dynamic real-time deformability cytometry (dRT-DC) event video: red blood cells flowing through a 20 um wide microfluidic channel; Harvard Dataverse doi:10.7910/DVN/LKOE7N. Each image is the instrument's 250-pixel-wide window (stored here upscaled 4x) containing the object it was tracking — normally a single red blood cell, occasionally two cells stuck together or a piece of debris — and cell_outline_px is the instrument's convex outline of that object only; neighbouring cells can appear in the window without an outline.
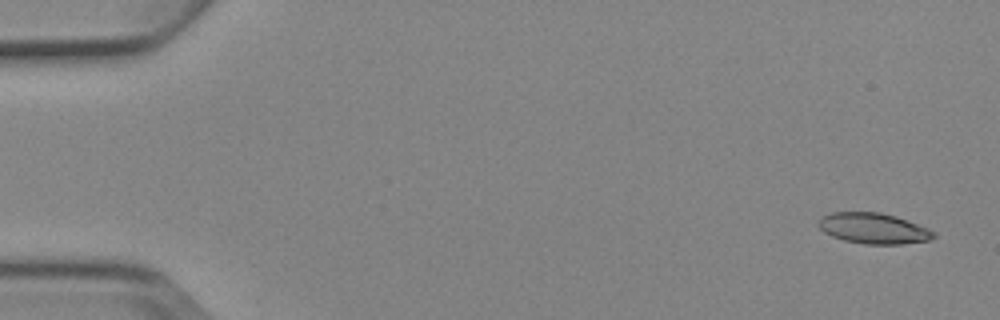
{"species": "Egyptian fruit bat (a non-hibernating species)", "species_latin": "Rousettus aegyptiacus", "temperature_condition": "cold", "stored_images_in_passage": 4, "camera_frame_rate_fps": 3000, "um_per_image_px": 0.085, "animal": {"sex": "female"}, "frame": {"image": 1, "passage_image": 1, "time_ms": 0.0, "image_size_px": [1000, 320], "cell_outline_px": [[936, 236], [932, 240], [900, 244], [864, 244], [844, 240], [832, 236], [824, 232], [816, 224], [824, 216], [832, 212], [880, 212], [896, 216], [908, 220], [928, 228], [936, 232]], "centroid_in_image_um": [74.29, 19.41], "position_along_channel_um": 10.7, "area_um2": 20.69}}